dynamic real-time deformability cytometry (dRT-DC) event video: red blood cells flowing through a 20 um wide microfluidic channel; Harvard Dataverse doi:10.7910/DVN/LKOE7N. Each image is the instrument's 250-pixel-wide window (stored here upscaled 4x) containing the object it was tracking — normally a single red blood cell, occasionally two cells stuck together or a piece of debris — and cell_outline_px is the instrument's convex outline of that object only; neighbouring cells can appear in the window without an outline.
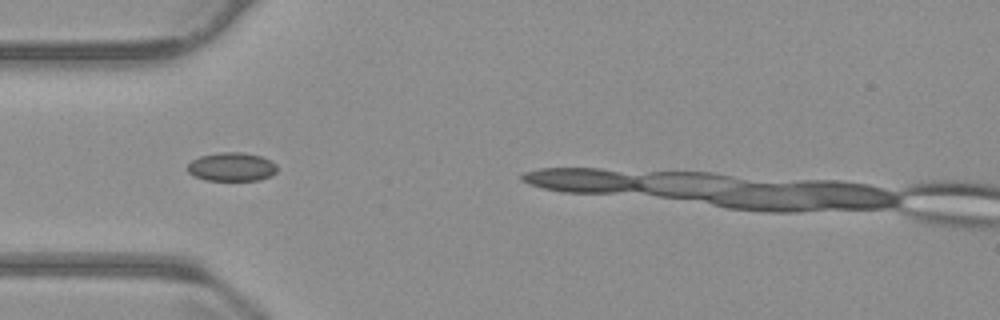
{"species": "common noctule bat (a hibernating species)", "species_latin": "Nyctalus noctula", "temperature_condition": "warm", "stored_images_in_passage": 4, "camera_frame_rate_fps": 3000, "um_per_image_px": 0.085, "animal": {"sex": "male", "body_mass_g": 23.1, "forearm_length_mm": 52.7}, "frame": {"image": 1, "passage_image": 1, "time_ms": 0.0, "image_size_px": [1000, 320], "cell_outline_px": [[276, 172], [260, 180], [204, 180], [188, 172], [188, 164], [192, 160], [200, 156], [220, 152], [240, 152], [260, 156], [276, 164]], "centroid_in_image_um": [19.67, 14.18], "position_along_channel_um": 65.3, "area_um2": 14.74}}